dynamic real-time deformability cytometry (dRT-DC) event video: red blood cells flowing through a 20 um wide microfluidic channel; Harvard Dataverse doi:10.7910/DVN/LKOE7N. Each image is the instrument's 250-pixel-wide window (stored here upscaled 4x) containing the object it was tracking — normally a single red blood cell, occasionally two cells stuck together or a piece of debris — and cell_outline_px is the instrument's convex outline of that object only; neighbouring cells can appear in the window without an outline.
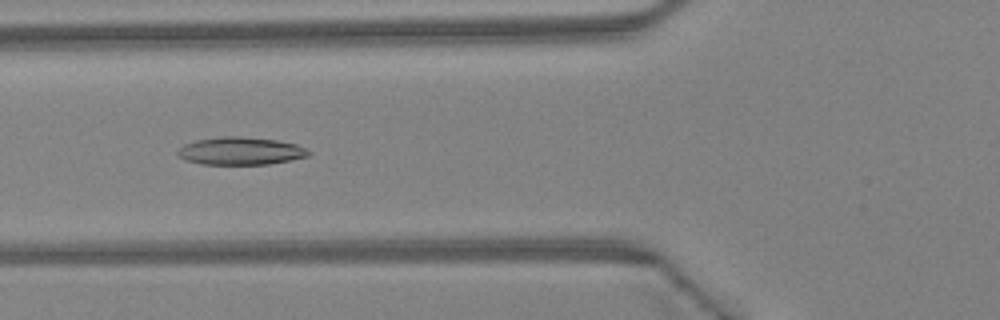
{"species": "Egyptian fruit bat (a non-hibernating species)", "species_latin": "Rousettus aegyptiacus", "temperature_condition": "warm", "stored_images_in_passage": 46, "camera_frame_rate_fps": 3000, "um_per_image_px": 0.085, "animal": {"sex": "female"}, "frame": {"image": 1, "passage_image": 18, "time_ms": 5.667, "image_size_px": [1000, 320], "cell_outline_px": [[312, 152], [308, 156], [292, 160], [268, 164], [200, 164], [184, 160], [176, 152], [184, 144], [196, 140], [224, 136], [240, 136], [276, 140], [296, 144], [308, 148]], "centroid_in_image_um": [20.47, 12.83], "position_along_channel_um": 105.3, "area_um2": 21.21}}
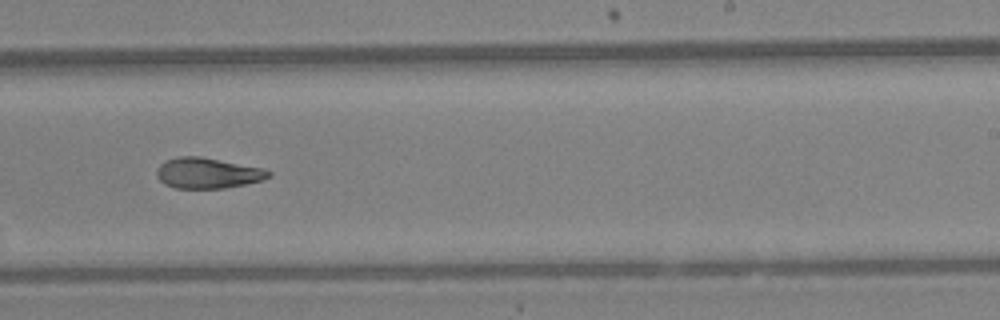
{"frame": {"image": 2, "passage_image": 29, "time_ms": 9.333, "image_size_px": [1000, 320], "cell_outline_px": [[272, 176], [264, 180], [224, 188], [176, 188], [164, 184], [156, 176], [156, 168], [160, 164], [168, 160], [180, 156], [200, 156], [264, 168], [272, 172]], "centroid_in_image_um": [17.67, 14.71], "position_along_channel_um": 271.3, "area_um2": 20.06}}
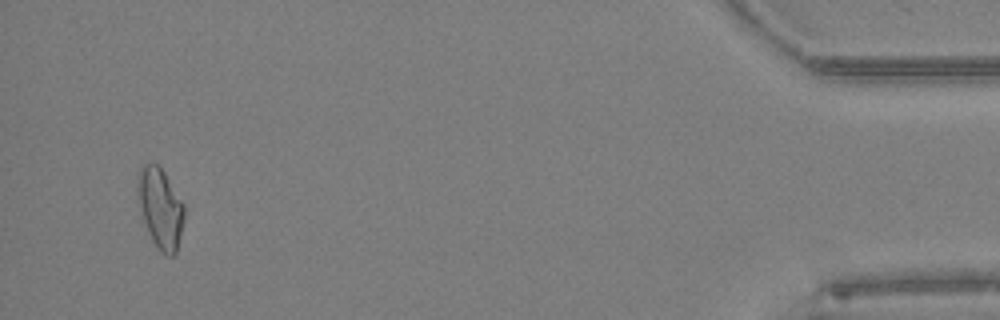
{"frame": {"image": 3, "passage_image": 44, "time_ms": 14.333, "image_size_px": [1000, 320], "cell_outline_px": [[184, 220], [176, 252], [172, 256], [164, 256], [156, 248], [148, 232], [144, 220], [136, 188], [136, 176], [140, 168], [144, 164], [156, 164], [164, 172], [184, 204]], "centroid_in_image_um": [13.63, 17.71], "position_along_channel_um": 421.6, "area_um2": 21.68}, "authors_computed_cell_mechanics": {"area_um2": 20.8658, "velocity_mm_per_s": 4.5451, "shape_relaxation_time_tau1_ms": null, "shape_relaxation_time_tau2_ms": 10.4903, "deformation_change_tau1": null, "deformation_change_tau2": 0.2034}}